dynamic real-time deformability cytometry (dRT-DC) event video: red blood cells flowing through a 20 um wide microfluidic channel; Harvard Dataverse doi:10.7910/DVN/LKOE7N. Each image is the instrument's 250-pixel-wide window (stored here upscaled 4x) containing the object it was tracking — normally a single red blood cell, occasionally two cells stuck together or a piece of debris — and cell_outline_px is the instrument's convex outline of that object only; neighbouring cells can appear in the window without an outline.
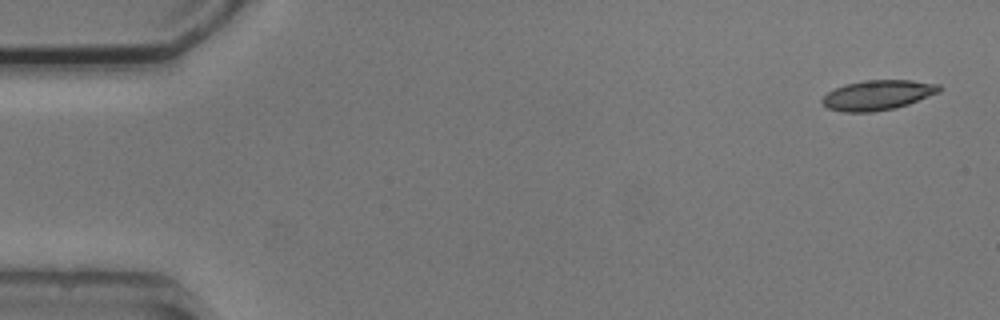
{"species": "common noctule bat (a hibernating species)", "species_latin": "Nyctalus noctula", "temperature_condition": "cold", "stored_images_in_passage": 5, "camera_frame_rate_fps": 3000, "um_per_image_px": 0.085, "animal": {"sex": "male", "body_mass_g": 20.5, "forearm_length_mm": 52.5}, "frame": {"image": 1, "passage_image": 1, "time_ms": 0.0, "image_size_px": [1000, 320], "cell_outline_px": [[940, 92], [908, 104], [896, 108], [872, 112], [844, 112], [828, 108], [820, 100], [828, 92], [844, 84], [864, 80], [912, 80], [940, 84]], "centroid_in_image_um": [74.61, 8.08], "position_along_channel_um": 10.4, "area_um2": 20.4}}